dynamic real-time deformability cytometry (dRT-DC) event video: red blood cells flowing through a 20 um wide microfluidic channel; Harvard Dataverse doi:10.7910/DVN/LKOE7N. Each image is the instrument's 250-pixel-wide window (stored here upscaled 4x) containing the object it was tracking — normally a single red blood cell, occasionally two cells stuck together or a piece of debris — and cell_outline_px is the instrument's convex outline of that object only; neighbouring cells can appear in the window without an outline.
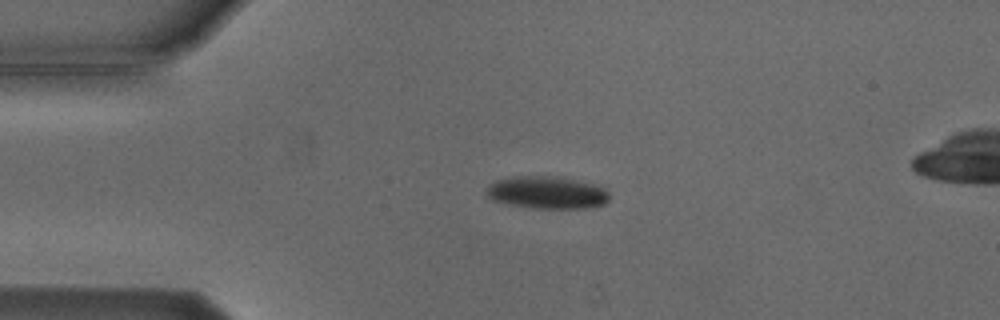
{"species": "Egyptian fruit bat (a non-hibernating species)", "species_latin": "Rousettus aegyptiacus", "temperature_condition": "cold", "stored_images_in_passage": 5, "camera_frame_rate_fps": 3000, "um_per_image_px": 0.085, "animal": {"sex": "male"}, "frame": {"image": 1, "passage_image": 3, "time_ms": 2.333, "image_size_px": [1000, 320], "cell_outline_px": [[608, 200], [604, 204], [584, 208], [532, 208], [508, 204], [492, 200], [484, 192], [484, 188], [488, 184], [496, 180], [512, 176], [560, 176], [592, 184], [604, 188], [608, 192]], "centroid_in_image_um": [46.42, 16.35], "position_along_channel_um": 38.6, "area_um2": 23.41}}